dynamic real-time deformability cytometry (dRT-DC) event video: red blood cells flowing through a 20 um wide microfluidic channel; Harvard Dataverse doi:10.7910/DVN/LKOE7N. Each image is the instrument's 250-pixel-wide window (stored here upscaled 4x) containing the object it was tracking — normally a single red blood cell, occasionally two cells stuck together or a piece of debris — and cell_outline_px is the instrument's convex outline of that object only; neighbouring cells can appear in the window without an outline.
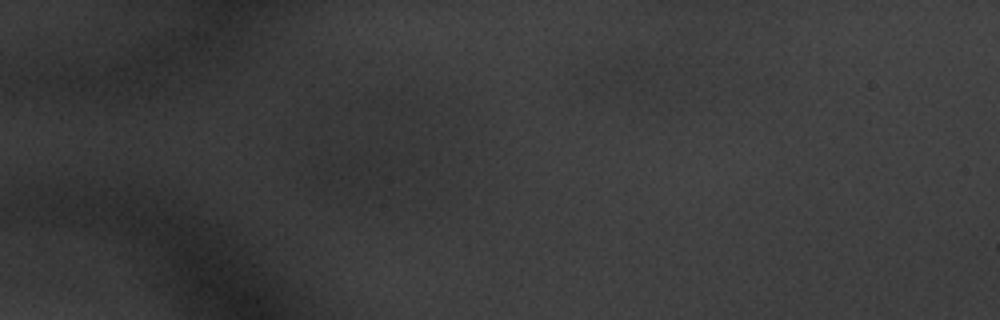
{"species": "common noctule bat (a hibernating species)", "species_latin": "Nyctalus noctula", "temperature_condition": "warm", "stored_images_in_passage": 2, "camera_frame_rate_fps": 3000, "um_per_image_px": 0.085, "animal": {"sex": "male", "body_mass_g": 20.1, "forearm_length_mm": 53.5}, "frame": {"image": 1, "passage_image": 2, "time_ms": 0.333, "image_size_px": [1000, 320], "cell_outline_px": [[672, 68], [668, 72], [636, 88], [600, 88], [588, 84], [588, 80], [608, 60], [640, 48], [664, 56]], "centroid_in_image_um": [53.59, 5.97], "position_along_channel_um": 31.4, "area_um2": 15.66}}